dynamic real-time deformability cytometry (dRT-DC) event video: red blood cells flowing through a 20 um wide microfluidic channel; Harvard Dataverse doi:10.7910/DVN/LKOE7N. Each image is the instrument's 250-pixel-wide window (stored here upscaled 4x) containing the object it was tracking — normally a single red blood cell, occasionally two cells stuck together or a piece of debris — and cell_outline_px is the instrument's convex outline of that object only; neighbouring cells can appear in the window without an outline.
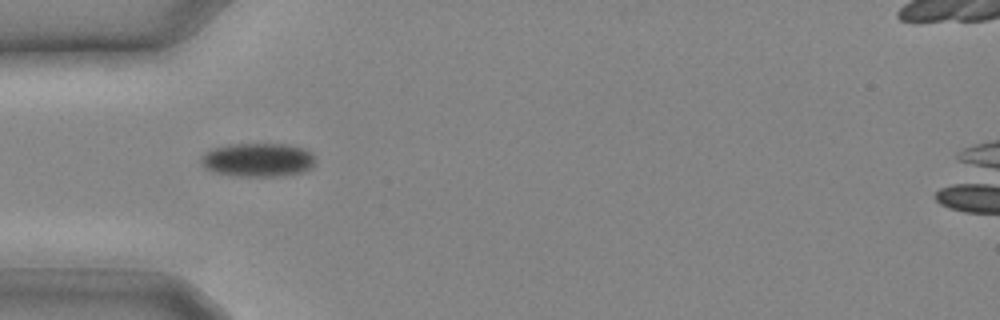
{"species": "common noctule bat (a hibernating species)", "species_latin": "Nyctalus noctula", "temperature_condition": "cold", "stored_images_in_passage": 19, "camera_frame_rate_fps": 3000, "um_per_image_px": 0.085, "animal": {"sex": "male", "body_mass_g": 20.4}, "frame": {"image": 1, "passage_image": 1, "time_ms": 0.0, "image_size_px": [1000, 320], "cell_outline_px": [[316, 164], [312, 168], [304, 172], [276, 176], [236, 176], [216, 172], [204, 168], [200, 164], [200, 156], [204, 152], [212, 148], [228, 144], [288, 144], [304, 148], [312, 152], [316, 156]], "centroid_in_image_um": [21.94, 13.58], "position_along_channel_um": 63.1, "area_um2": 22.95}}
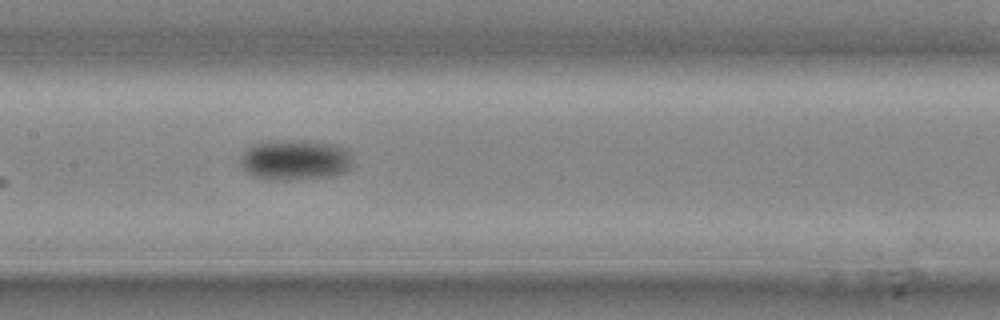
{"frame": {"image": 2, "passage_image": 6, "time_ms": 1.667, "image_size_px": [1000, 320], "cell_outline_px": [[352, 164], [344, 172], [332, 176], [256, 176], [248, 172], [244, 168], [240, 160], [244, 152], [252, 144], [268, 140], [312, 140], [340, 144], [348, 148], [352, 152]], "centroid_in_image_um": [25.2, 13.47], "position_along_channel_um": 182.2, "area_um2": 25.66}}
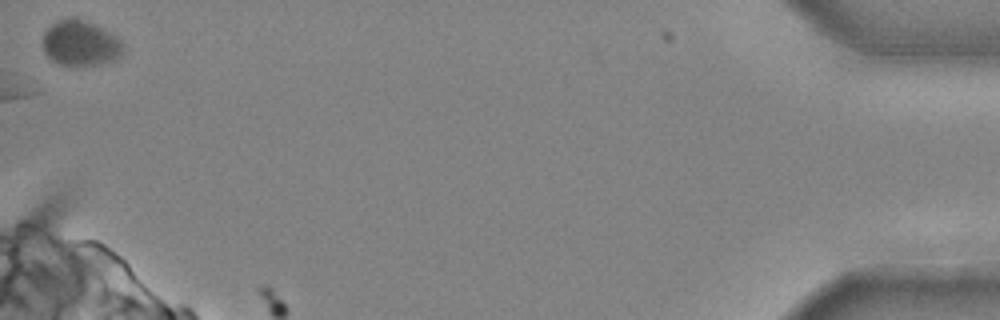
{"frame": {"image": 3, "passage_image": 19, "time_ms": 6.0, "image_size_px": [1000, 320], "cell_outline_px": [[124, 52], [120, 56], [112, 60], [100, 64], [76, 68], [60, 64], [52, 60], [44, 52], [44, 32], [56, 20], [80, 20], [92, 24], [116, 36], [124, 44]], "centroid_in_image_um": [6.85, 3.74], "position_along_channel_um": 428.4, "area_um2": 21.04}}